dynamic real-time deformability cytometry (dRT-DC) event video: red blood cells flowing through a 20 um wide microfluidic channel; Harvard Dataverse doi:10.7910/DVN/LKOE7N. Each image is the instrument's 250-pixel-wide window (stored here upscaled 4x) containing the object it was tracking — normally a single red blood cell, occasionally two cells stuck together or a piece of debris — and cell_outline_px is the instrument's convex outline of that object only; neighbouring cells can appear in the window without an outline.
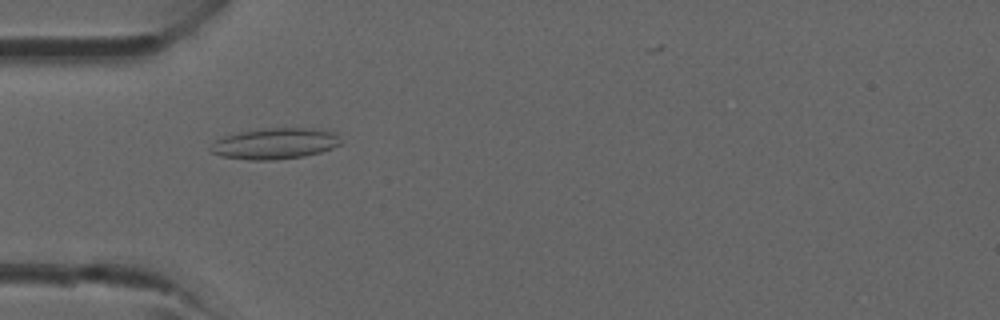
{"species": "common noctule bat (a hibernating species)", "species_latin": "Nyctalus noctula", "temperature_condition": "room temperature", "stored_images_in_passage": 35, "camera_frame_rate_fps": 3000, "um_per_image_px": 0.085, "animal": {"sex": "male", "forearm_length_mm": 52.5}, "frame": {"image": 1, "passage_image": 10, "time_ms": 3.0, "image_size_px": [1000, 320], "cell_outline_px": [[340, 144], [332, 148], [320, 152], [304, 156], [276, 160], [248, 160], [220, 156], [212, 152], [208, 148], [216, 140], [224, 136], [240, 132], [264, 128], [312, 128], [332, 132], [340, 136]], "centroid_in_image_um": [23.35, 12.21], "position_along_channel_um": 61.6, "area_um2": 23.52}}
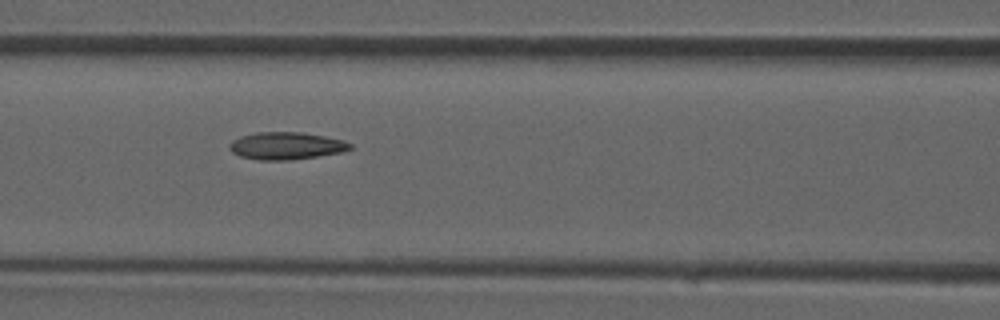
{"frame": {"image": 2, "passage_image": 15, "time_ms": 4.667, "image_size_px": [1000, 320], "cell_outline_px": [[352, 148], [340, 152], [316, 156], [288, 160], [260, 160], [240, 156], [232, 152], [228, 148], [228, 144], [232, 140], [240, 136], [256, 132], [304, 132], [344, 140], [352, 144]], "centroid_in_image_um": [24.29, 12.38], "position_along_channel_um": 142.3, "area_um2": 19.25}}